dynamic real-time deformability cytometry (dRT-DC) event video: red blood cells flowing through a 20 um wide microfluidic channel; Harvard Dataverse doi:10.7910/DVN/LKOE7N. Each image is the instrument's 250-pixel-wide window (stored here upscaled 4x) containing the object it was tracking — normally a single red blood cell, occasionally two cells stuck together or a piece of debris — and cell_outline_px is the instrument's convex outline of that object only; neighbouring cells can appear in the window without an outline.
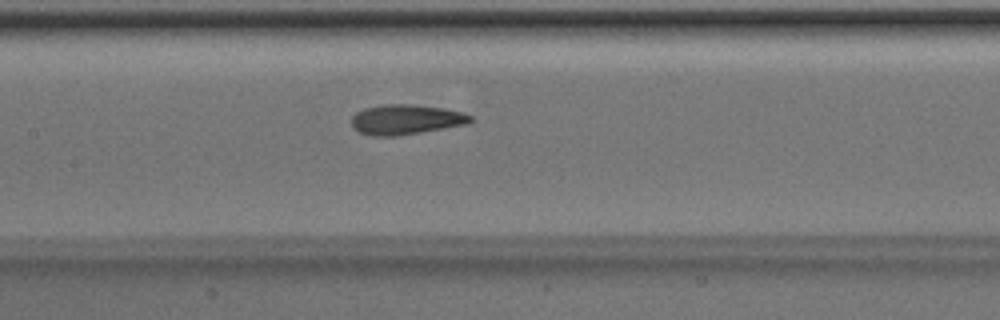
{"species": "Egyptian fruit bat (a non-hibernating species)", "species_latin": "Rousettus aegyptiacus", "temperature_condition": "room temperature", "stored_images_in_passage": 50, "camera_frame_rate_fps": 3000, "um_per_image_px": 0.085, "animal": {"sex": "male"}, "frame": {"image": 1, "passage_image": 24, "time_ms": 7.667, "image_size_px": [1000, 320], "cell_outline_px": [[472, 120], [468, 124], [396, 136], [372, 136], [360, 132], [352, 128], [352, 116], [356, 112], [364, 108], [384, 104], [412, 104], [444, 108], [460, 112], [472, 116]], "centroid_in_image_um": [34.47, 10.15], "position_along_channel_um": 172.9, "area_um2": 20.75}}
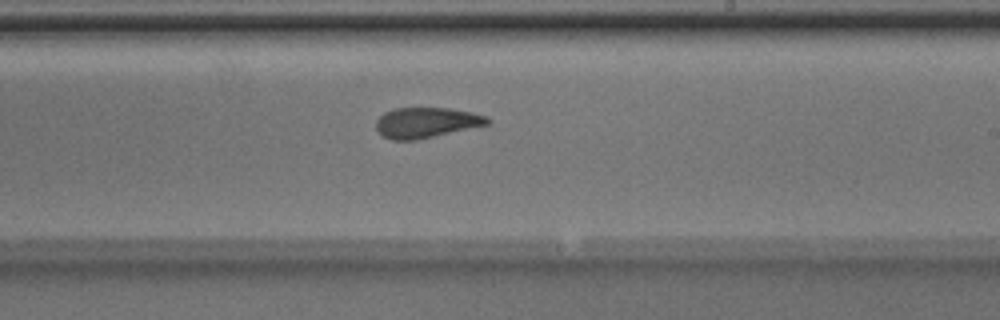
{"frame": {"image": 2, "passage_image": 30, "time_ms": 9.667, "image_size_px": [1000, 320], "cell_outline_px": [[492, 120], [488, 124], [416, 140], [392, 140], [384, 136], [376, 128], [376, 120], [384, 112], [392, 108], [448, 108], [472, 112], [488, 116]], "centroid_in_image_um": [36.23, 10.41], "position_along_channel_um": 252.8, "area_um2": 19.65}}
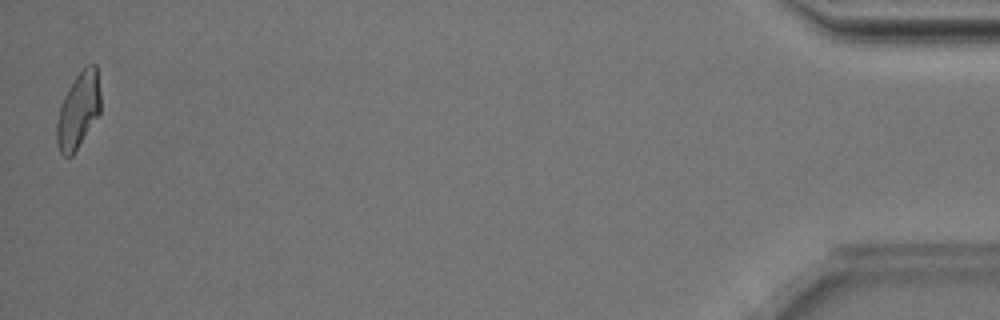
{"frame": {"image": 3, "passage_image": 50, "time_ms": 16.333, "image_size_px": [1000, 320], "cell_outline_px": [[100, 112], [72, 156], [64, 156], [60, 152], [56, 144], [56, 124], [60, 108], [64, 96], [68, 88], [76, 76], [88, 64], [96, 64], [100, 92]], "centroid_in_image_um": [6.65, 9.39], "position_along_channel_um": 428.6, "area_um2": 19.13}, "authors_computed_cell_mechanics": {"area_um2": 20.5768, "velocity_mm_per_s": 4.0168, "shape_relaxation_time_tau1_ms": 4.2468, "shape_relaxation_time_tau2_ms": 2.5553, "deformation_change_tau1": 0.1374, "deformation_change_tau2": 0.1067}}